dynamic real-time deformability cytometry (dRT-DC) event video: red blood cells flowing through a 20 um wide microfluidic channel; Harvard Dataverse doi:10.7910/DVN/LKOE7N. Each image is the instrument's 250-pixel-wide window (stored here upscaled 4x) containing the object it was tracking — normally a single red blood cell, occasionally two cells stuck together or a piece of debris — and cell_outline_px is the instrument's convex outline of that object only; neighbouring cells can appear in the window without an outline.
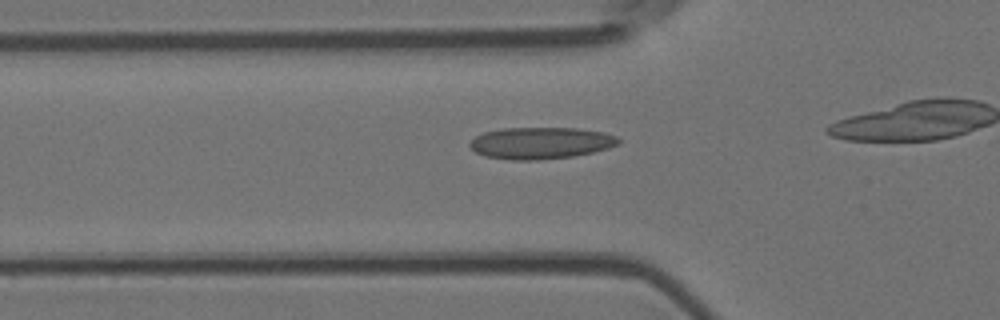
{"species": "Egyptian fruit bat (a non-hibernating species)", "species_latin": "Rousettus aegyptiacus", "temperature_condition": "room temperature", "stored_images_in_passage": 40, "camera_frame_rate_fps": 3000, "um_per_image_px": 0.085, "animal": {"sex": "female"}, "frame": {"image": 1, "passage_image": 15, "time_ms": 4.667, "image_size_px": [1000, 320], "cell_outline_px": [[620, 144], [608, 148], [592, 152], [572, 156], [536, 160], [512, 160], [484, 156], [476, 152], [468, 144], [476, 136], [484, 132], [504, 128], [576, 128], [604, 132], [616, 136], [620, 140]], "centroid_in_image_um": [45.97, 12.15], "position_along_channel_um": 79.8, "area_um2": 27.4}}
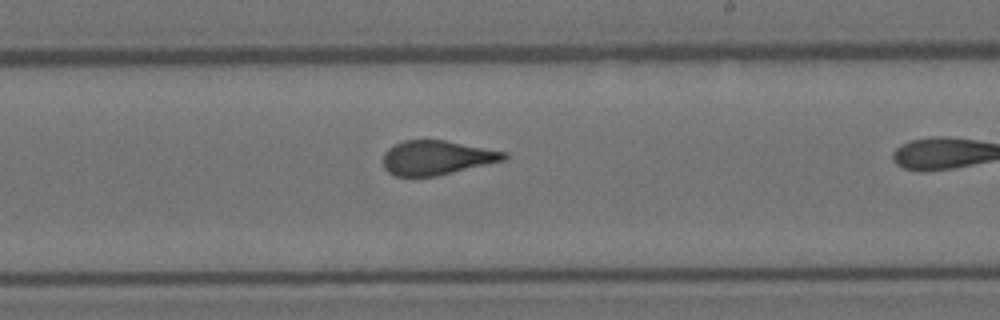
{"frame": {"image": 2, "passage_image": 29, "time_ms": 9.333, "image_size_px": [1000, 320], "cell_outline_px": [[508, 156], [504, 160], [436, 176], [396, 176], [388, 172], [384, 168], [384, 152], [388, 148], [404, 140], [444, 140], [508, 152]], "centroid_in_image_um": [37.11, 13.4], "position_along_channel_um": 251.9, "area_um2": 23.99}}
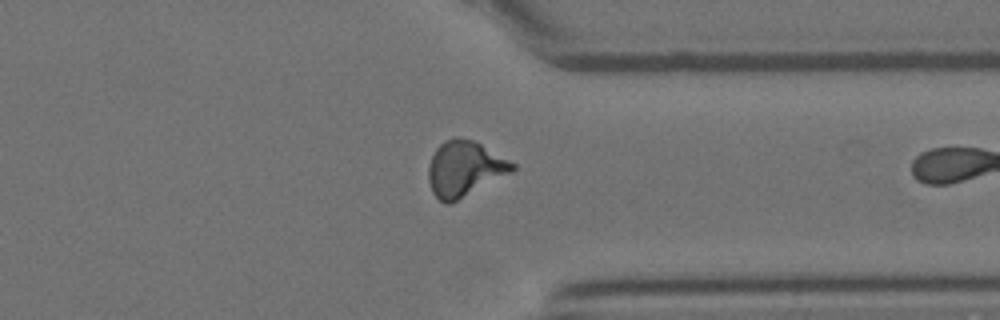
{"frame": {"image": 3, "passage_image": 39, "time_ms": 12.667, "image_size_px": [1000, 320], "cell_outline_px": [[516, 168], [512, 172], [452, 204], [444, 204], [432, 192], [428, 180], [428, 168], [432, 156], [436, 148], [444, 140], [456, 136], [472, 140], [480, 144], [516, 164]], "centroid_in_image_um": [39.47, 14.36], "position_along_channel_um": 371.9, "area_um2": 27.17}}